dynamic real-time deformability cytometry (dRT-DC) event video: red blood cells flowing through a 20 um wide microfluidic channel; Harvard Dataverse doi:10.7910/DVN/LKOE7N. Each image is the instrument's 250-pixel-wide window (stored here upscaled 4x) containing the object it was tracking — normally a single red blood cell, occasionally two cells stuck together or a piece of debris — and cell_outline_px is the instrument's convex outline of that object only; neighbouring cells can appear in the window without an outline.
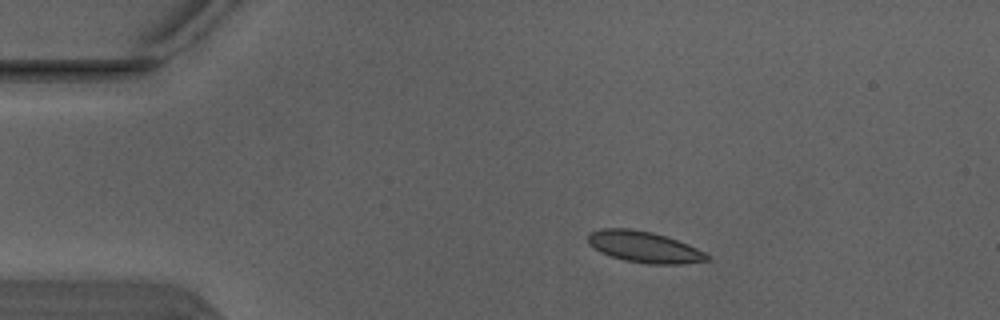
{"species": "Egyptian fruit bat (a non-hibernating species)", "species_latin": "Rousettus aegyptiacus", "temperature_condition": "warm", "stored_images_in_passage": 2, "camera_frame_rate_fps": 3000, "um_per_image_px": 0.085, "animal": {"sex": "male"}, "frame": {"image": 1, "passage_image": 1, "time_ms": 0.0, "image_size_px": [1000, 320], "cell_outline_px": [[708, 260], [680, 264], [648, 264], [624, 260], [600, 252], [588, 244], [588, 232], [600, 228], [628, 228], [652, 232], [688, 244], [704, 252], [708, 256]], "centroid_in_image_um": [54.69, 20.98], "position_along_channel_um": 30.3, "area_um2": 21.5}}